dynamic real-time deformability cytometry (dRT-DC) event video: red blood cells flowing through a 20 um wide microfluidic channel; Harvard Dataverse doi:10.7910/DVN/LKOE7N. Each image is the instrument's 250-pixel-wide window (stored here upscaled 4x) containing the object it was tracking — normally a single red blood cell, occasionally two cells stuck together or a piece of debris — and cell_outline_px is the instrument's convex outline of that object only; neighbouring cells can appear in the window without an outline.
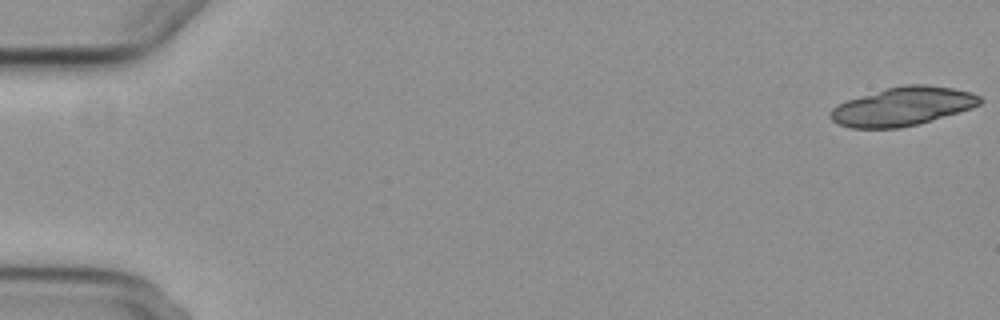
{"species": "common noctule bat (a hibernating species)", "species_latin": "Nyctalus noctula", "temperature_condition": "cold", "stored_images_in_passage": 5, "camera_frame_rate_fps": 3000, "um_per_image_px": 0.085, "animal": {"sex": "female", "body_mass_g": 29.2, "forearm_length_mm": 56.3}, "frame": {"image": 1, "passage_image": 1, "time_ms": 0.0, "image_size_px": [1000, 320], "cell_outline_px": [[984, 100], [980, 104], [972, 108], [932, 120], [900, 128], [848, 128], [836, 124], [828, 116], [828, 112], [836, 104], [848, 100], [888, 88], [904, 84], [924, 84], [952, 88], [972, 92], [980, 96]], "centroid_in_image_um": [76.71, 9.05], "position_along_channel_um": 8.3, "area_um2": 33.64}}